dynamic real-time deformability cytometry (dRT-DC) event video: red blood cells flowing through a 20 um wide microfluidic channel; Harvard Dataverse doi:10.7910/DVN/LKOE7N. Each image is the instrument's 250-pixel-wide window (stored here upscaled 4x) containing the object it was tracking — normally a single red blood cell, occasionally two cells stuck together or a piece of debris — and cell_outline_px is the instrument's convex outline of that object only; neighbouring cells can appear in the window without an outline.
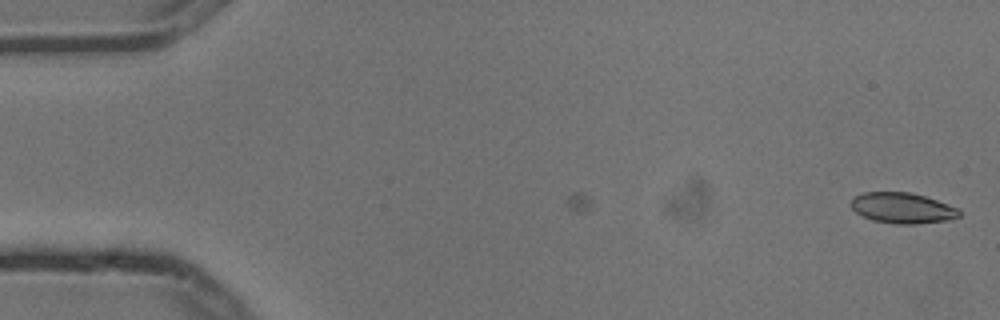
{"species": "common noctule bat (a hibernating species)", "species_latin": "Nyctalus noctula", "temperature_condition": "cold", "stored_images_in_passage": 5, "camera_frame_rate_fps": 3000, "um_per_image_px": 0.085, "animal": {"sex": "male", "body_mass_g": 13.3}, "frame": {"image": 1, "passage_image": 5, "time_ms": 1.333, "image_size_px": [1000, 320], "cell_outline_px": [[960, 216], [948, 220], [916, 224], [896, 224], [872, 220], [856, 212], [852, 208], [852, 196], [864, 192], [908, 192], [924, 196], [960, 208]], "centroid_in_image_um": [76.72, 17.68], "position_along_channel_um": 8.3, "area_um2": 19.31}}